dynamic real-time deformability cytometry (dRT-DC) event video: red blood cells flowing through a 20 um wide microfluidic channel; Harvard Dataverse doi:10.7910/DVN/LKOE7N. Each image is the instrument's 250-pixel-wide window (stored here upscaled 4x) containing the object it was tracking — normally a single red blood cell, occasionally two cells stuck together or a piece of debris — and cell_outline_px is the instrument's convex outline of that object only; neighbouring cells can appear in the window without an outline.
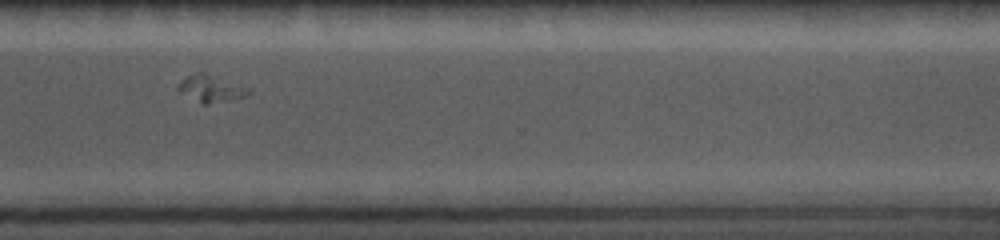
{"species": "common noctule bat (a hibernating species)", "species_latin": "Nyctalus noctula", "temperature_condition": "cold", "stored_images_in_passage": 26, "camera_frame_rate_fps": 5000, "um_per_image_px": 0.085, "animal": {"sex": "female", "body_mass_g": 19.0, "forearm_length_mm": 56.7}, "frame": {"image": 1, "passage_image": 24, "time_ms": 9.4, "image_size_px": [1000, 240], "cell_outline_px": [[252, 96], [208, 104], [204, 104], [180, 92], [176, 88], [176, 84], [180, 80], [188, 76], [200, 72], [208, 72], [252, 88]], "centroid_in_image_um": [18.02, 7.51], "position_along_channel_um": 352.6, "area_um2": 11.5}}